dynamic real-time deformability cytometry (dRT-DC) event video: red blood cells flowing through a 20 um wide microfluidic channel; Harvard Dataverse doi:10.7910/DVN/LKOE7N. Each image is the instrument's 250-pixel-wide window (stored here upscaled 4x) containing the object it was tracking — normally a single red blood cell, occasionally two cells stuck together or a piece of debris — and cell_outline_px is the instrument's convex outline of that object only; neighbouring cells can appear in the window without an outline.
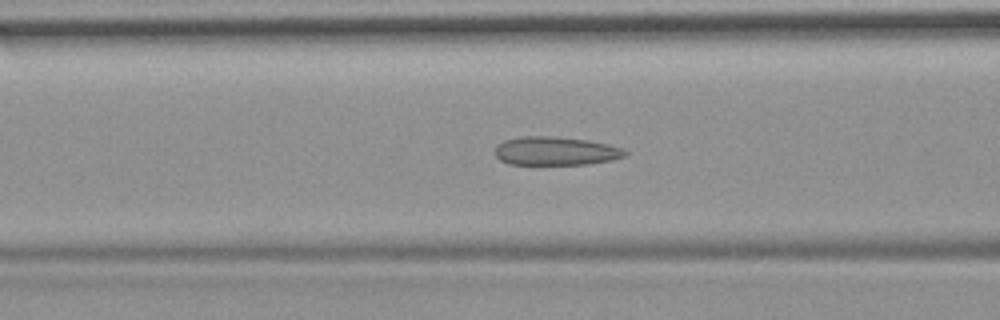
{"species": "common noctule bat (a hibernating species)", "species_latin": "Nyctalus noctula", "temperature_condition": "room temperature", "stored_images_in_passage": 43, "camera_frame_rate_fps": 3000, "um_per_image_px": 0.085, "animal": {"sex": "female", "body_mass_g": 19.9}, "frame": {"image": 1, "passage_image": 14, "time_ms": 4.333, "image_size_px": [1000, 320], "cell_outline_px": [[628, 152], [624, 156], [612, 160], [588, 164], [508, 164], [500, 160], [496, 156], [496, 144], [504, 140], [520, 136], [552, 136], [588, 140], [608, 144], [620, 148]], "centroid_in_image_um": [47.2, 12.83], "position_along_channel_um": 119.4, "area_um2": 21.62}}
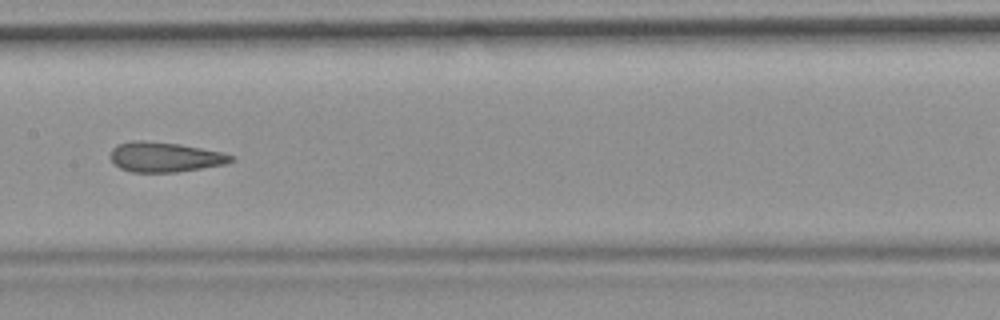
{"frame": {"image": 2, "passage_image": 20, "time_ms": 6.333, "image_size_px": [1000, 320], "cell_outline_px": [[236, 160], [228, 164], [176, 172], [132, 172], [120, 168], [112, 164], [112, 148], [116, 144], [132, 140], [140, 140], [180, 144], [220, 152], [236, 156]], "centroid_in_image_um": [14.03, 13.35], "position_along_channel_um": 193.4, "area_um2": 21.15}}
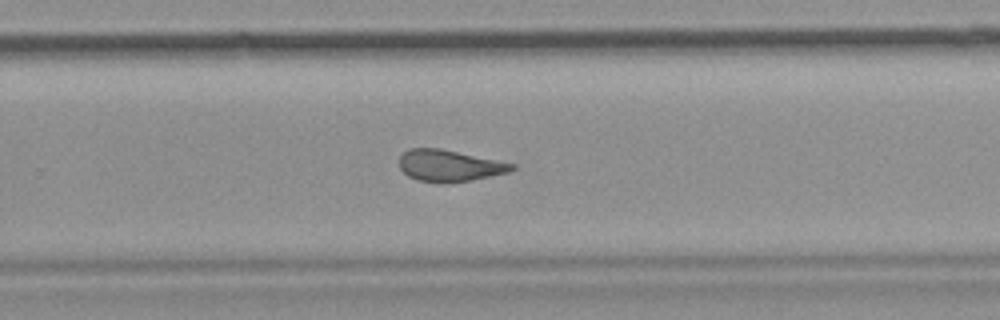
{"frame": {"image": 3, "passage_image": 28, "time_ms": 9.0, "image_size_px": [1000, 320], "cell_outline_px": [[516, 168], [508, 172], [472, 180], [420, 180], [408, 176], [400, 168], [400, 156], [408, 148], [440, 148], [516, 164]], "centroid_in_image_um": [38.21, 14.03], "position_along_channel_um": 291.6, "area_um2": 19.94}, "authors_computed_cell_mechanics": {"area_um2": 21.6172, "velocity_mm_per_s": 3.7021, "shape_relaxation_time_tau1_ms": null, "shape_relaxation_time_tau2_ms": 1.9043, "deformation_change_tau1": null, "deformation_change_tau2": 0.0963}}